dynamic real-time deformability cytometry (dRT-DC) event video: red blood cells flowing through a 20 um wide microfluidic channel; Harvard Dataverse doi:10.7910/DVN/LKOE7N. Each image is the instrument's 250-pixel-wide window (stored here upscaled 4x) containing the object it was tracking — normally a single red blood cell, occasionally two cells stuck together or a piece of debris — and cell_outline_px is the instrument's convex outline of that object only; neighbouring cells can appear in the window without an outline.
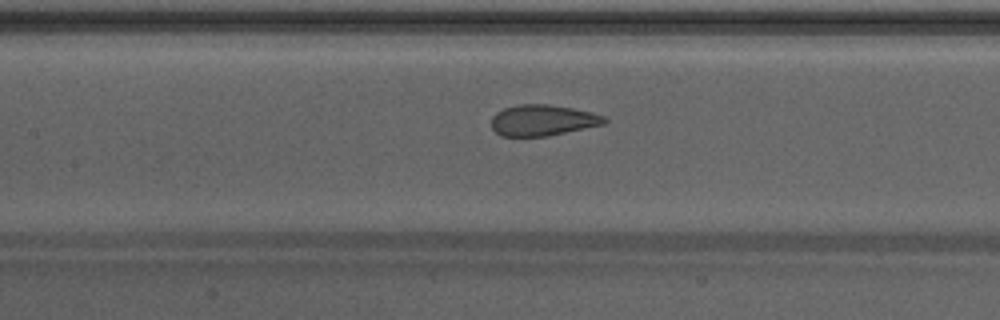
{"species": "Egyptian fruit bat (a non-hibernating species)", "species_latin": "Rousettus aegyptiacus", "temperature_condition": "warm", "stored_images_in_passage": 33, "camera_frame_rate_fps": 3000, "um_per_image_px": 0.085, "animal": {"sex": "male"}, "frame": {"image": 1, "passage_image": 7, "time_ms": 2.0, "image_size_px": [1000, 320], "cell_outline_px": [[608, 120], [604, 124], [548, 136], [500, 136], [492, 128], [492, 116], [496, 112], [504, 108], [520, 104], [548, 104], [572, 108], [592, 112], [604, 116]], "centroid_in_image_um": [46.12, 10.22], "position_along_channel_um": 161.3, "area_um2": 20.4}}
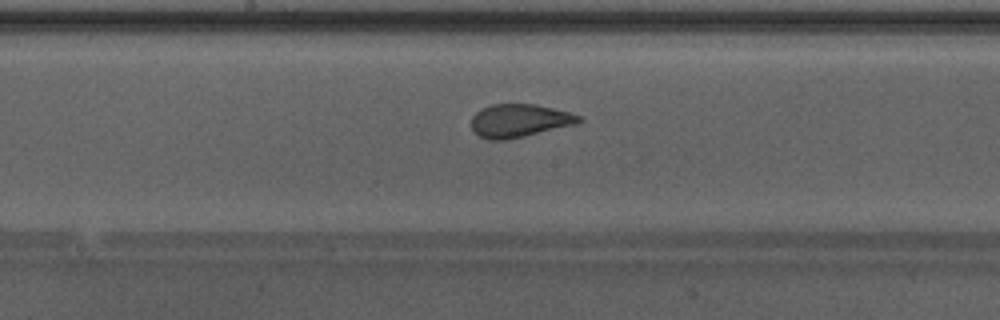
{"frame": {"image": 2, "passage_image": 10, "time_ms": 3.0, "image_size_px": [1000, 320], "cell_outline_px": [[584, 120], [576, 124], [524, 136], [504, 140], [488, 140], [480, 136], [472, 128], [472, 116], [480, 108], [492, 104], [536, 104], [568, 112], [580, 116]], "centroid_in_image_um": [44.13, 10.25], "position_along_channel_um": 204.1, "area_um2": 20.63}}
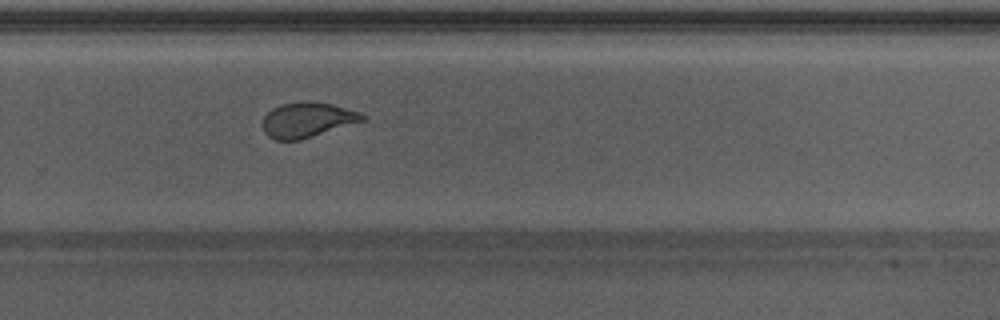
{"frame": {"image": 3, "passage_image": 17, "time_ms": 5.333, "image_size_px": [1000, 320], "cell_outline_px": [[368, 116], [364, 120], [300, 140], [276, 140], [268, 136], [264, 132], [264, 116], [272, 108], [284, 104], [332, 104], [360, 112]], "centroid_in_image_um": [26.13, 10.23], "position_along_channel_um": 303.7, "area_um2": 19.48}, "authors_computed_cell_mechanics": {"area_um2": 21.0392, "velocity_mm_per_s": 4.29, "shape_relaxation_time_tau1_ms": 5.5161, "shape_relaxation_time_tau2_ms": 0.8176, "deformation_change_tau1": 0.1756, "deformation_change_tau2": 0.0462}}